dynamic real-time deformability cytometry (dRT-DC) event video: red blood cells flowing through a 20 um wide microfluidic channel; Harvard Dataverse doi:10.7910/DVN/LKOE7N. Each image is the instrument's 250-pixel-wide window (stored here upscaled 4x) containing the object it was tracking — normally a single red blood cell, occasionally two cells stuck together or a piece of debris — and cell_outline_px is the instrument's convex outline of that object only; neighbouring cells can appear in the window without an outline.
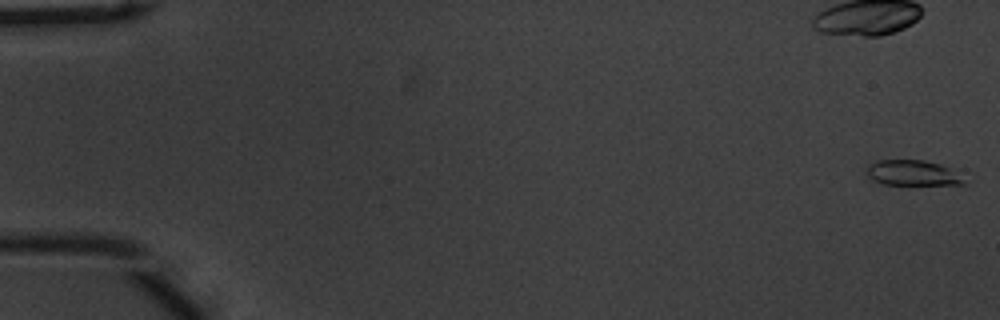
{"species": "common noctule bat (a hibernating species)", "species_latin": "Nyctalus noctula", "temperature_condition": "warm", "stored_images_in_passage": 55, "camera_frame_rate_fps": 3000, "um_per_image_px": 0.085, "animal": {"sex": "male", "body_mass_g": 20.1, "forearm_length_mm": 53.5}, "frame": {"image": 1, "passage_image": 1, "time_ms": 0.0, "image_size_px": [1000, 320], "cell_outline_px": [[968, 184], [884, 184], [872, 180], [864, 172], [868, 164], [876, 160], [924, 160], [940, 164], [948, 168], [964, 180]], "centroid_in_image_um": [77.46, 14.69], "position_along_channel_um": 7.5, "area_um2": 14.22}}
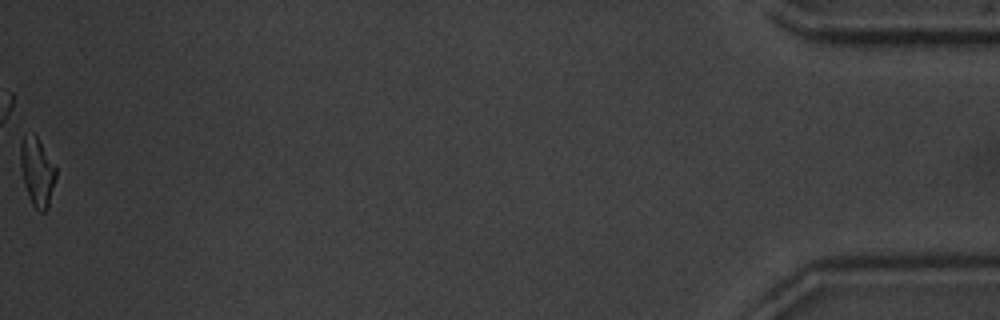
{"frame": {"image": 2, "passage_image": 55, "time_ms": 18.0, "image_size_px": [1000, 320], "cell_outline_px": [[56, 176], [48, 208], [44, 212], [40, 212], [32, 204], [28, 196], [24, 184], [20, 168], [20, 140], [24, 136], [36, 136], [56, 168]], "centroid_in_image_um": [3.14, 14.65], "position_along_channel_um": 432.1, "area_um2": 13.93}, "authors_computed_cell_mechanics": {"area_um2": 15.028, "velocity_mm_per_s": 3.7656, "shape_relaxation_time_tau1_ms": 3.7557, "shape_relaxation_time_tau2_ms": 2.5043, "deformation_change_tau1": 0.1533, "deformation_change_tau2": 0.0932}}